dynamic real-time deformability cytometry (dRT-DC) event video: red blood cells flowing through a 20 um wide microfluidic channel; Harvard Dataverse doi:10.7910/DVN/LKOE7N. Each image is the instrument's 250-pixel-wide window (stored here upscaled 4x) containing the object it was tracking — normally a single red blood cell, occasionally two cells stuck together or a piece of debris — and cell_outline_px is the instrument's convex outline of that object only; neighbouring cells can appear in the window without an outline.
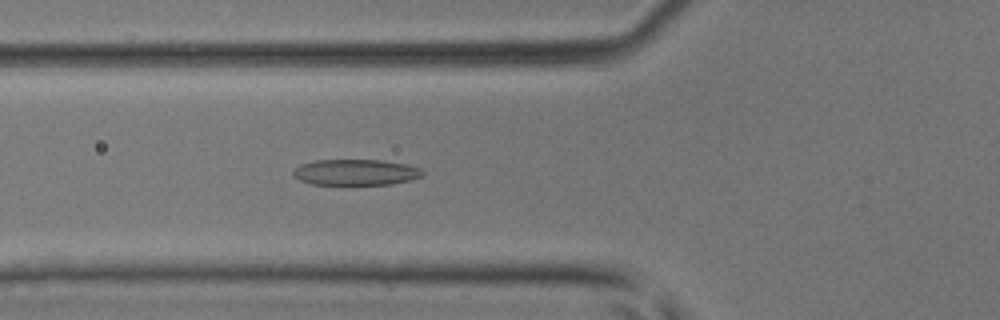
{"species": "common noctule bat (a hibernating species)", "species_latin": "Nyctalus noctula", "temperature_condition": "room temperature", "stored_images_in_passage": 41, "camera_frame_rate_fps": 3000, "um_per_image_px": 0.085, "animal": {"sex": "male", "body_mass_g": 17.9, "forearm_length_mm": 54.2}, "frame": {"image": 1, "passage_image": 14, "time_ms": 4.333, "image_size_px": [1000, 320], "cell_outline_px": [[424, 176], [412, 180], [392, 184], [312, 184], [300, 180], [292, 172], [300, 164], [316, 160], [380, 160], [408, 164], [420, 168], [424, 172]], "centroid_in_image_um": [30.3, 14.64], "position_along_channel_um": 95.5, "area_um2": 19.54}}
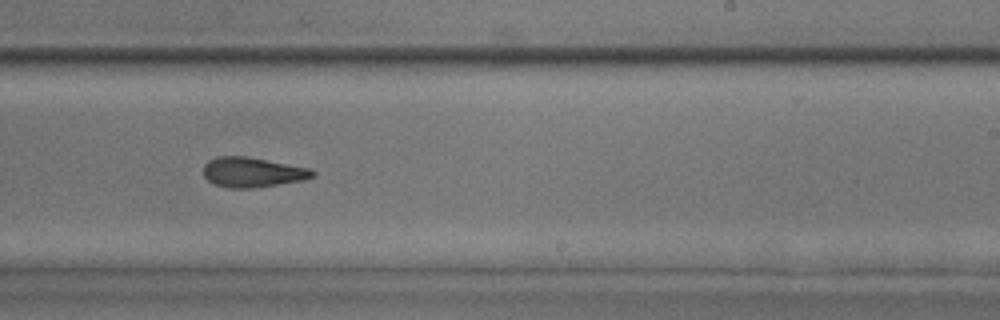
{"frame": {"image": 2, "passage_image": 25, "time_ms": 8.0, "image_size_px": [1000, 320], "cell_outline_px": [[316, 172], [312, 176], [304, 180], [252, 188], [228, 188], [216, 184], [208, 180], [204, 176], [204, 164], [208, 160], [216, 156], [248, 156], [308, 168]], "centroid_in_image_um": [21.42, 14.63], "position_along_channel_um": 267.6, "area_um2": 18.9}}
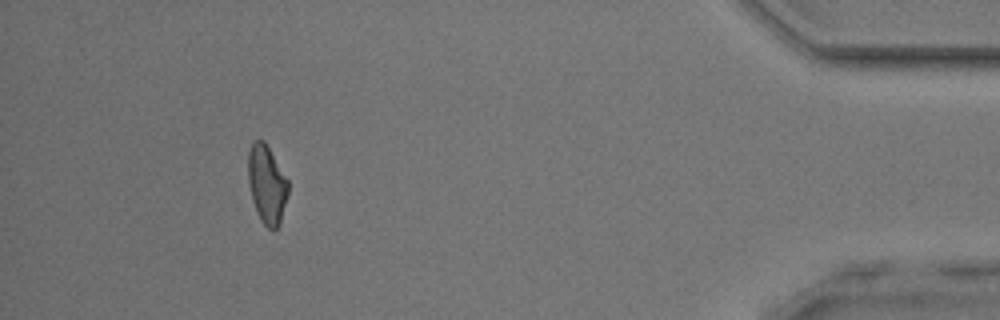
{"frame": {"image": 3, "passage_image": 38, "time_ms": 12.333, "image_size_px": [1000, 320], "cell_outline_px": [[288, 192], [280, 224], [272, 232], [260, 220], [256, 212], [252, 200], [248, 184], [248, 152], [252, 144], [256, 140], [264, 140], [288, 180]], "centroid_in_image_um": [22.67, 15.7], "position_along_channel_um": 412.5, "area_um2": 18.32}}